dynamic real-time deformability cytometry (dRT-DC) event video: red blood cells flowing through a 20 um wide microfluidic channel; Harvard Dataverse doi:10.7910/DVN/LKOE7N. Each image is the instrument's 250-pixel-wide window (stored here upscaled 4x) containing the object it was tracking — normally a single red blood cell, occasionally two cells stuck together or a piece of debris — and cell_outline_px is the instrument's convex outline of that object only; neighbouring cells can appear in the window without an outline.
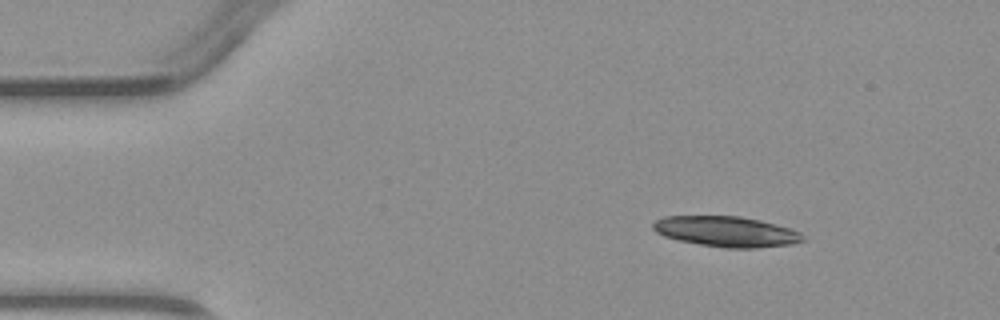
{"species": "common noctule bat (a hibernating species)", "species_latin": "Nyctalus noctula", "temperature_condition": "warm", "stored_images_in_passage": 3, "camera_frame_rate_fps": 3000, "um_per_image_px": 0.085, "animal": {"sex": "male", "body_mass_g": 23.1, "forearm_length_mm": 52.7}, "frame": {"image": 1, "passage_image": 1, "time_ms": 0.0, "image_size_px": [1000, 320], "cell_outline_px": [[808, 240], [792, 244], [756, 248], [724, 248], [700, 244], [680, 240], [664, 236], [656, 232], [652, 228], [652, 224], [656, 220], [664, 216], [740, 216], [760, 220], [788, 228], [800, 232]], "centroid_in_image_um": [61.76, 19.68], "position_along_channel_um": 23.2, "area_um2": 26.59}}
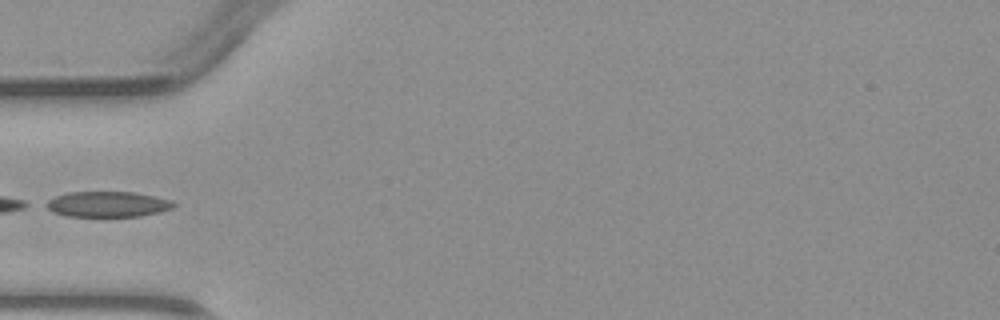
{"frame": {"image": 2, "passage_image": 3, "time_ms": 3.0, "image_size_px": [1000, 320], "cell_outline_px": [[176, 204], [172, 208], [160, 212], [140, 216], [68, 216], [52, 212], [40, 204], [56, 196], [68, 192], [136, 192], [156, 196], [172, 200]], "centroid_in_image_um": [9.12, 17.35], "position_along_channel_um": 75.9, "area_um2": 19.19}}